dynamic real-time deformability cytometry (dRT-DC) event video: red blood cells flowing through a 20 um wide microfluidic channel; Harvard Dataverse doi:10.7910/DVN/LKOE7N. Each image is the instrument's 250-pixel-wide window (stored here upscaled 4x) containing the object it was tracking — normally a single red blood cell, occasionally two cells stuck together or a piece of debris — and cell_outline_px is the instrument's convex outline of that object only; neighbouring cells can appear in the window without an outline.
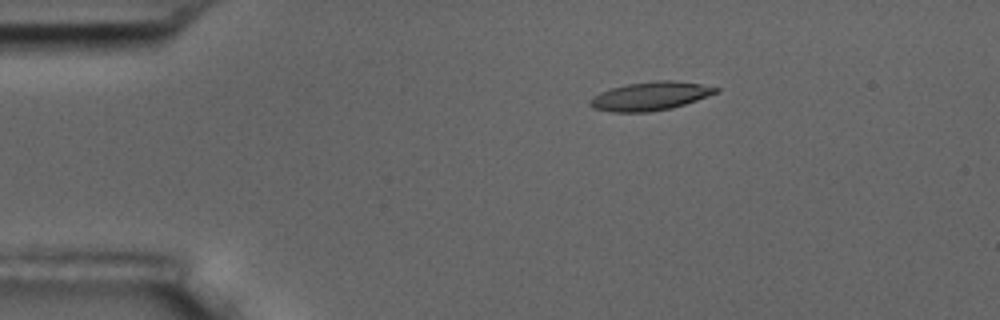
{"species": "common noctule bat (a hibernating species)", "species_latin": "Nyctalus noctula", "temperature_condition": "room temperature", "stored_images_in_passage": 5, "camera_frame_rate_fps": 3000, "um_per_image_px": 0.085, "animal": {"sex": "male", "body_mass_g": 17.5, "forearm_length_mm": 52.3}, "frame": {"image": 1, "passage_image": 3, "time_ms": 2.333, "image_size_px": [1000, 320], "cell_outline_px": [[720, 92], [672, 108], [648, 112], [612, 112], [592, 108], [588, 104], [588, 100], [592, 96], [600, 92], [612, 88], [628, 84], [660, 80], [672, 80], [700, 84], [720, 88]], "centroid_in_image_um": [55.25, 8.18], "position_along_channel_um": 29.8, "area_um2": 20.92}}